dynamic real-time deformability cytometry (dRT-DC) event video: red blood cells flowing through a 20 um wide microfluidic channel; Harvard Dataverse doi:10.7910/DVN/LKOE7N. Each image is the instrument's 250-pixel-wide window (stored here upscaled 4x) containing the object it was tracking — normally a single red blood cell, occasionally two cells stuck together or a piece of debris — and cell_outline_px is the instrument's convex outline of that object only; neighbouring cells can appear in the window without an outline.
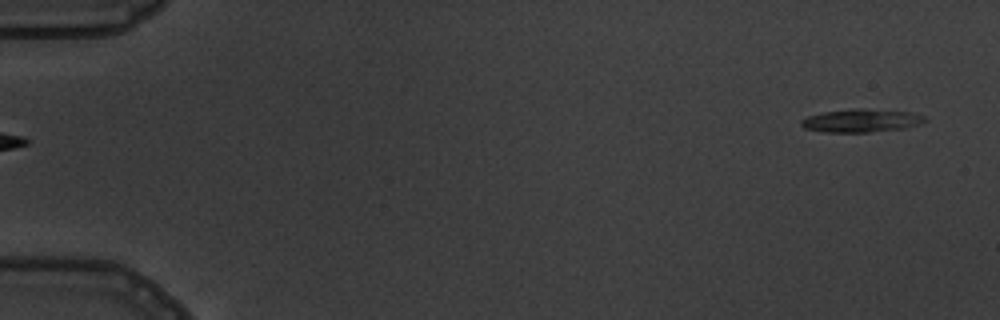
{"species": "common noctule bat (a hibernating species)", "species_latin": "Nyctalus noctula", "temperature_condition": "warm", "stored_images_in_passage": 6, "segment_of_instrument_passage": [2, 2], "camera_frame_rate_fps": 3000, "um_per_image_px": 0.085, "animal": {"sex": "male", "body_mass_g": 19.5, "forearm_length_mm": 54.6}, "frame": {"image": 1, "passage_image": 6, "time_ms": 6.667, "image_size_px": [1000, 320], "cell_outline_px": [[928, 120], [920, 124], [904, 128], [868, 132], [824, 132], [804, 128], [800, 124], [800, 120], [808, 116], [824, 112], [860, 108], [912, 112], [924, 116]], "centroid_in_image_um": [73.22, 10.25], "position_along_channel_um": 11.8, "area_um2": 16.59}}